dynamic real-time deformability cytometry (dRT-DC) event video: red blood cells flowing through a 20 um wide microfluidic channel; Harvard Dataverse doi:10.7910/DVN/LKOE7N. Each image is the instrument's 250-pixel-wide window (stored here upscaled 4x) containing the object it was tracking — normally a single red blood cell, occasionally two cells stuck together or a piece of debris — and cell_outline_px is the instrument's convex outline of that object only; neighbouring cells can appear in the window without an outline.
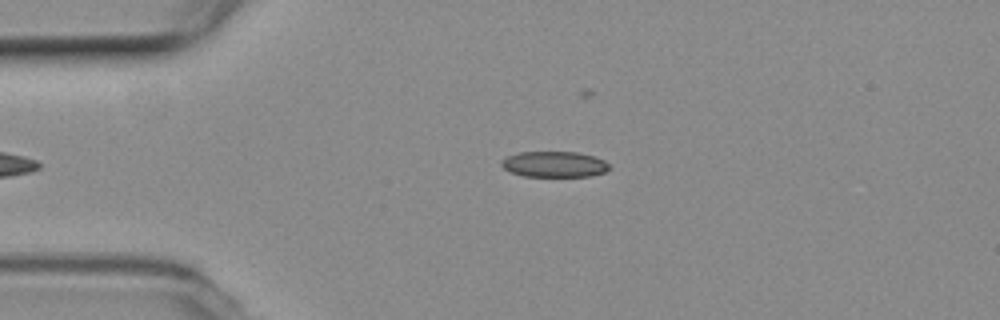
{"species": "common noctule bat (a hibernating species)", "species_latin": "Nyctalus noctula", "temperature_condition": "room temperature", "stored_images_in_passage": 31, "camera_frame_rate_fps": 3000, "um_per_image_px": 0.085, "animal": {"sex": "female", "body_mass_g": 19.3, "forearm_length_mm": 54.1}, "frame": {"image": 1, "passage_image": 1, "time_ms": 0.0, "image_size_px": [1000, 320], "cell_outline_px": [[612, 168], [604, 172], [592, 176], [524, 176], [512, 172], [504, 168], [500, 164], [500, 160], [508, 156], [520, 152], [576, 152], [596, 156], [604, 160]], "centroid_in_image_um": [47.14, 13.96], "position_along_channel_um": 37.9, "area_um2": 16.24}}
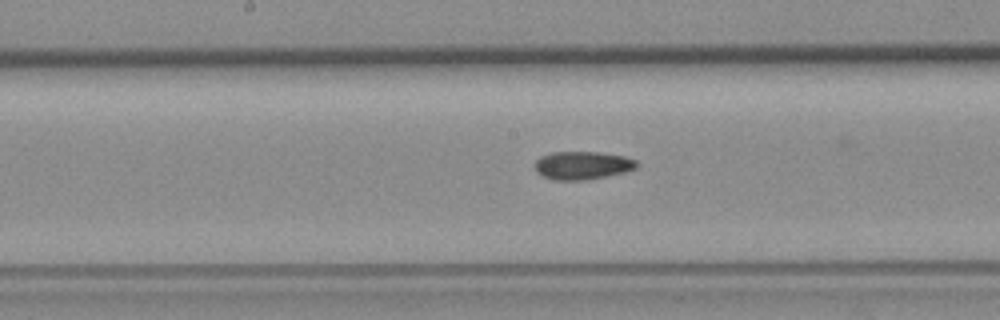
{"frame": {"image": 2, "passage_image": 16, "time_ms": 5.0, "image_size_px": [1000, 320], "cell_outline_px": [[640, 164], [636, 168], [624, 172], [584, 180], [552, 180], [536, 172], [536, 160], [540, 156], [552, 152], [600, 152], [624, 156], [636, 160]], "centroid_in_image_um": [49.51, 14.05], "position_along_channel_um": 198.7, "area_um2": 16.65}}
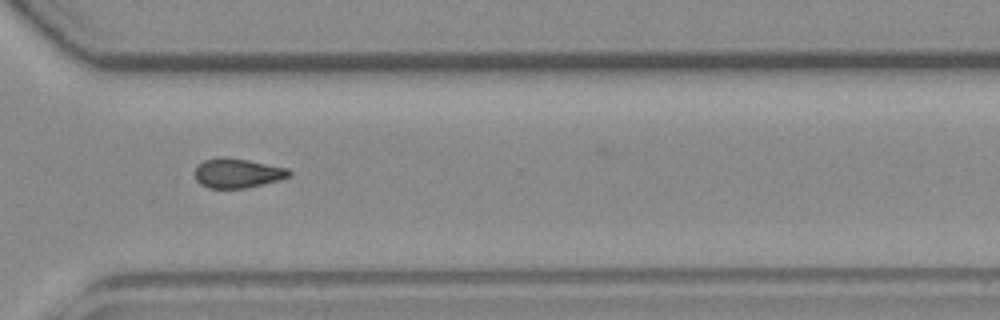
{"frame": {"image": 3, "passage_image": 28, "time_ms": 9.0, "image_size_px": [1000, 320], "cell_outline_px": [[292, 172], [288, 176], [276, 180], [244, 188], [208, 188], [200, 184], [196, 180], [196, 168], [204, 160], [220, 156], [224, 156], [248, 160], [288, 168]], "centroid_in_image_um": [20.15, 14.7], "position_along_channel_um": 350.4, "area_um2": 15.95}}